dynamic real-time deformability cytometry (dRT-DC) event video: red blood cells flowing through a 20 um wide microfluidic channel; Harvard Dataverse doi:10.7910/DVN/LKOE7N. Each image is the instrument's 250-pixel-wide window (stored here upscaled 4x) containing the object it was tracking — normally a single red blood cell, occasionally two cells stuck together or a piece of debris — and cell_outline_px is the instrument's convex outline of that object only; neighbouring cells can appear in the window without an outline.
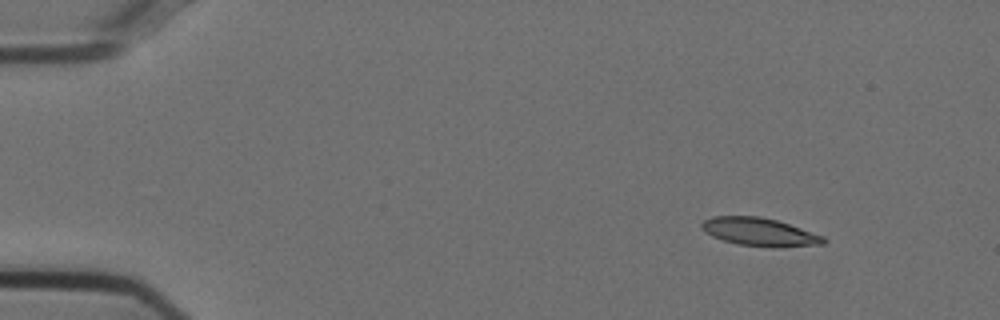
{"species": "Egyptian fruit bat (a non-hibernating species)", "species_latin": "Rousettus aegyptiacus", "temperature_condition": "cold", "stored_images_in_passage": 49, "camera_frame_rate_fps": 3000, "um_per_image_px": 0.085, "animal": {"sex": "female"}, "frame": {"image": 1, "passage_image": 1, "time_ms": 0.0, "image_size_px": [1000, 320], "cell_outline_px": [[828, 240], [824, 244], [776, 248], [768, 248], [736, 244], [712, 236], [704, 232], [700, 228], [700, 224], [704, 220], [712, 216], [760, 216], [776, 220], [824, 236]], "centroid_in_image_um": [64.55, 19.73], "position_along_channel_um": 20.5, "area_um2": 20.23}}
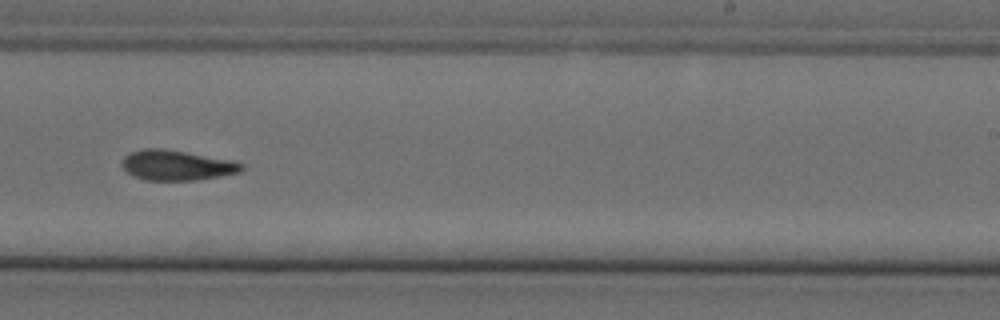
{"frame": {"image": 2, "passage_image": 29, "time_ms": 9.333, "image_size_px": [1000, 320], "cell_outline_px": [[244, 168], [240, 172], [220, 176], [196, 180], [144, 180], [132, 176], [120, 164], [124, 156], [128, 152], [144, 148], [164, 148], [236, 160], [244, 164]], "centroid_in_image_um": [15.03, 14.03], "position_along_channel_um": 274.0, "area_um2": 21.44}}
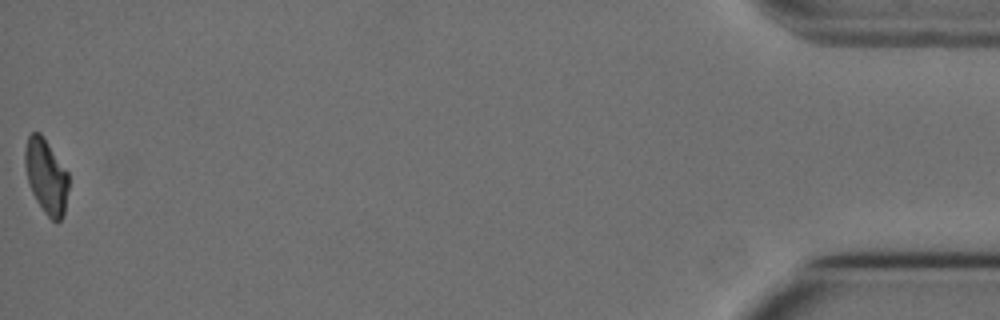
{"frame": {"image": 3, "passage_image": 49, "time_ms": 16.0, "image_size_px": [1000, 320], "cell_outline_px": [[68, 188], [64, 212], [60, 220], [56, 224], [44, 212], [36, 200], [32, 192], [28, 180], [24, 164], [24, 152], [28, 136], [32, 132], [40, 132], [68, 172]], "centroid_in_image_um": [3.92, 14.99], "position_along_channel_um": 431.3, "area_um2": 18.84}, "authors_computed_cell_mechanics": {"area_um2": 20.6924, "velocity_mm_per_s": 3.7405, "shape_relaxation_time_tau1_ms": null, "shape_relaxation_time_tau2_ms": 9.482, "deformation_change_tau1": null, "deformation_change_tau2": 0.1929}}